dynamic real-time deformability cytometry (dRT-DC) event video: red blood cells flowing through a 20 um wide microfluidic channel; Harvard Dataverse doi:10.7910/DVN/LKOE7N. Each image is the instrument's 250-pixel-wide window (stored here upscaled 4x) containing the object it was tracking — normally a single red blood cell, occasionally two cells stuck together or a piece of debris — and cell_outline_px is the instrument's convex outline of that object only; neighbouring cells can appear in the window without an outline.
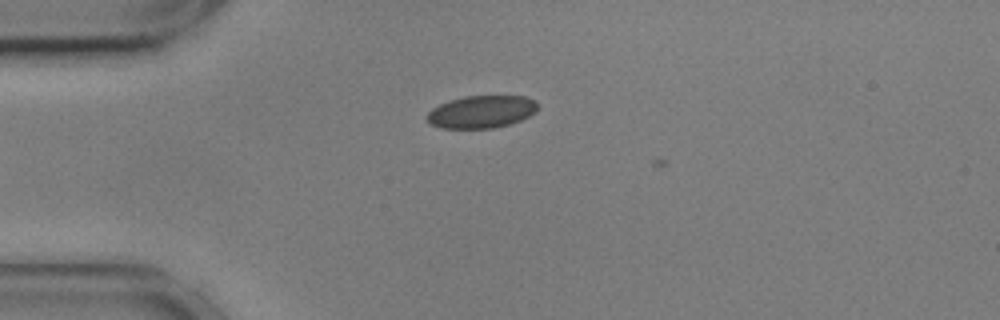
{"species": "common noctule bat (a hibernating species)", "species_latin": "Nyctalus noctula", "temperature_condition": "cold", "stored_images_in_passage": 8, "camera_frame_rate_fps": 3000, "um_per_image_px": 0.085, "animal": {"sex": "male", "body_mass_g": 17.9, "forearm_length_mm": 54.2}, "frame": {"image": 1, "passage_image": 6, "time_ms": 1.667, "image_size_px": [1000, 320], "cell_outline_px": [[536, 112], [512, 124], [492, 128], [440, 128], [432, 124], [424, 116], [432, 108], [448, 100], [464, 96], [524, 96], [536, 100]], "centroid_in_image_um": [40.9, 9.5], "position_along_channel_um": 44.1, "area_um2": 21.04}}